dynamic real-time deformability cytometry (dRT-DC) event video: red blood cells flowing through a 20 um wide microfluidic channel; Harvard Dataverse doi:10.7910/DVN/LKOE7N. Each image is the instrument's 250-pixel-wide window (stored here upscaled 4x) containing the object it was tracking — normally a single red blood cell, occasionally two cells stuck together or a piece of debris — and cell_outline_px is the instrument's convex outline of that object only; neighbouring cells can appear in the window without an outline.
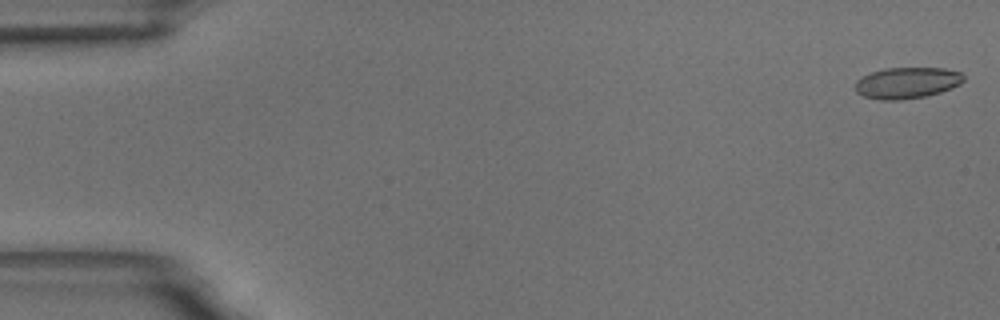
{"species": "common noctule bat (a hibernating species)", "species_latin": "Nyctalus noctula", "temperature_condition": "room temperature", "stored_images_in_passage": 57, "camera_frame_rate_fps": 3000, "um_per_image_px": 0.085, "animal": {"sex": "male", "body_mass_g": 18.8}, "frame": {"image": 1, "passage_image": 1, "time_ms": 0.0, "image_size_px": [1000, 320], "cell_outline_px": [[964, 80], [960, 84], [952, 88], [940, 92], [924, 96], [900, 100], [880, 100], [864, 96], [856, 92], [856, 80], [872, 72], [884, 68], [944, 68], [960, 72], [964, 76]], "centroid_in_image_um": [77.1, 7.04], "position_along_channel_um": 7.9, "area_um2": 19.65}}
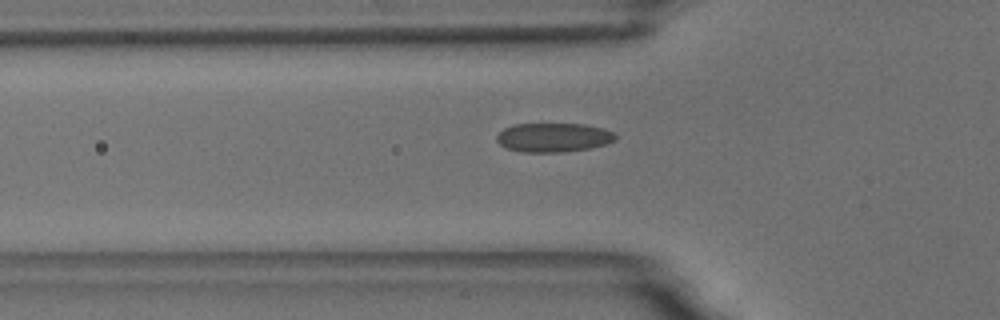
{"frame": {"image": 2, "passage_image": 19, "time_ms": 6.0, "image_size_px": [1000, 320], "cell_outline_px": [[616, 140], [608, 144], [592, 148], [564, 152], [520, 152], [508, 148], [500, 144], [496, 140], [496, 136], [504, 128], [512, 124], [584, 124], [604, 128], [616, 132]], "centroid_in_image_um": [47.09, 11.68], "position_along_channel_um": 78.7, "area_um2": 20.4}}
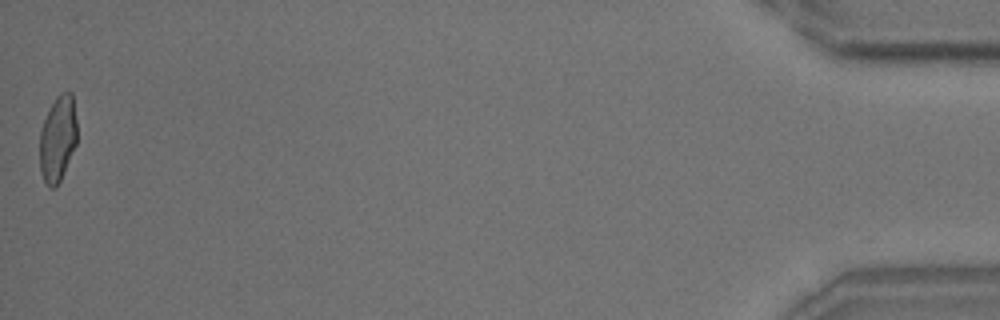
{"frame": {"image": 3, "passage_image": 57, "time_ms": 18.667, "image_size_px": [1000, 320], "cell_outline_px": [[76, 144], [60, 180], [56, 188], [48, 188], [40, 172], [40, 132], [44, 120], [56, 96], [60, 92], [72, 92], [76, 120]], "centroid_in_image_um": [4.9, 11.8], "position_along_channel_um": 430.3, "area_um2": 18.55}, "authors_computed_cell_mechanics": {"area_um2": 19.8832, "velocity_mm_per_s": 3.5259, "shape_relaxation_time_tau1_ms": 6.4047, "shape_relaxation_time_tau2_ms": 1.0131, "deformation_change_tau1": 0.1469, "deformation_change_tau2": 0.0588}}